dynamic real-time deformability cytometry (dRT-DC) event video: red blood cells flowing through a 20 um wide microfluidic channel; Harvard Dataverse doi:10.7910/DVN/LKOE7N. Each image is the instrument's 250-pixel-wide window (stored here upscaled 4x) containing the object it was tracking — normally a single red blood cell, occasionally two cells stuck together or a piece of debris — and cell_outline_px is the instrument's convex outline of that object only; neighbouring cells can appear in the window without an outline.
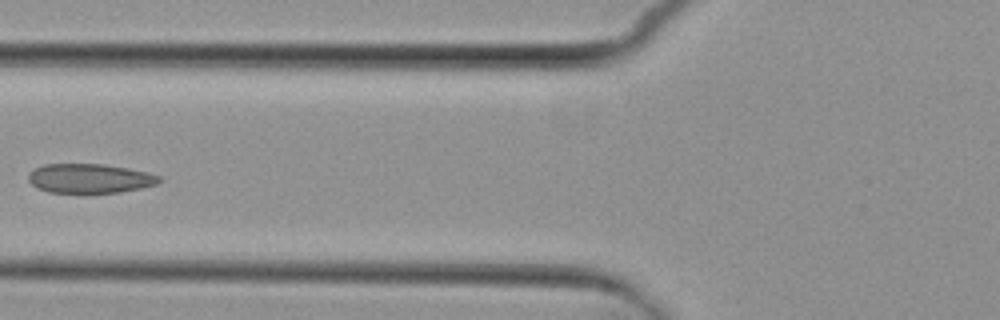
{"species": "common noctule bat (a hibernating species)", "species_latin": "Nyctalus noctula", "temperature_condition": "cold", "stored_images_in_passage": 8, "camera_frame_rate_fps": 3000, "um_per_image_px": 0.085, "animal": {"sex": "female", "body_mass_g": 29.2, "forearm_length_mm": 56.3}, "frame": {"image": 1, "passage_image": 7, "time_ms": 7.0, "image_size_px": [1000, 320], "cell_outline_px": [[164, 180], [156, 184], [140, 188], [120, 192], [84, 196], [48, 192], [32, 184], [28, 180], [28, 172], [44, 164], [104, 164], [128, 168], [148, 172], [160, 176]], "centroid_in_image_um": [7.63, 15.21], "position_along_channel_um": 118.2, "area_um2": 23.29}}
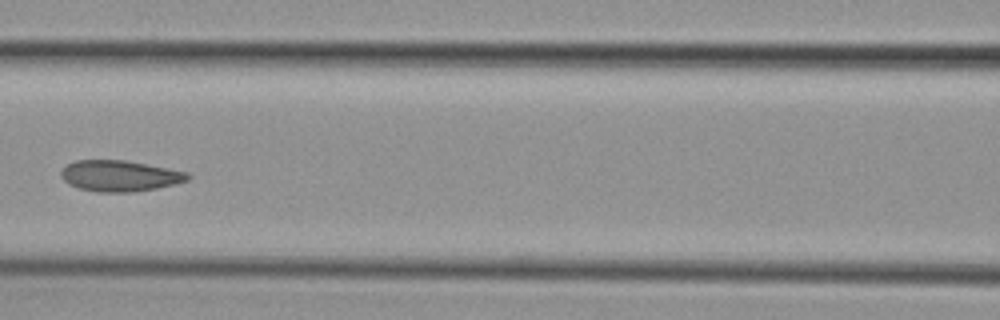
{"frame": {"image": 2, "passage_image": 8, "time_ms": 8.0, "image_size_px": [1000, 320], "cell_outline_px": [[192, 176], [188, 180], [176, 184], [156, 188], [132, 192], [96, 192], [80, 188], [68, 184], [60, 176], [60, 172], [68, 164], [76, 160], [124, 160], [168, 168], [188, 172]], "centroid_in_image_um": [10.19, 14.95], "position_along_channel_um": 156.4, "area_um2": 22.89}}